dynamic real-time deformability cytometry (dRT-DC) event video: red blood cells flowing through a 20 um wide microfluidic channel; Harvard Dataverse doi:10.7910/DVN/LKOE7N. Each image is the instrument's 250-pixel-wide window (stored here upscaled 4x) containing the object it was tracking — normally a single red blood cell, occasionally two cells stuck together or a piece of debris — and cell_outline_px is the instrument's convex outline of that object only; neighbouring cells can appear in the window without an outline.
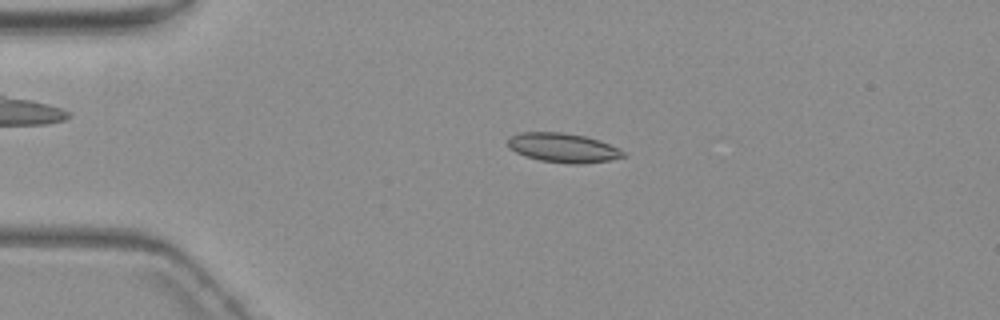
{"species": "common noctule bat (a hibernating species)", "species_latin": "Nyctalus noctula", "temperature_condition": "warm", "stored_images_in_passage": 4, "camera_frame_rate_fps": 3000, "um_per_image_px": 0.085, "animal": {"sex": "female", "body_mass_g": 19.3, "forearm_length_mm": 54.1}, "frame": {"image": 1, "passage_image": 3, "time_ms": 2.667, "image_size_px": [1000, 320], "cell_outline_px": [[628, 156], [608, 160], [584, 164], [568, 164], [540, 160], [524, 156], [508, 148], [508, 136], [520, 132], [564, 132], [584, 136], [600, 140], [620, 148]], "centroid_in_image_um": [47.86, 12.56], "position_along_channel_um": 37.1, "area_um2": 20.0}}